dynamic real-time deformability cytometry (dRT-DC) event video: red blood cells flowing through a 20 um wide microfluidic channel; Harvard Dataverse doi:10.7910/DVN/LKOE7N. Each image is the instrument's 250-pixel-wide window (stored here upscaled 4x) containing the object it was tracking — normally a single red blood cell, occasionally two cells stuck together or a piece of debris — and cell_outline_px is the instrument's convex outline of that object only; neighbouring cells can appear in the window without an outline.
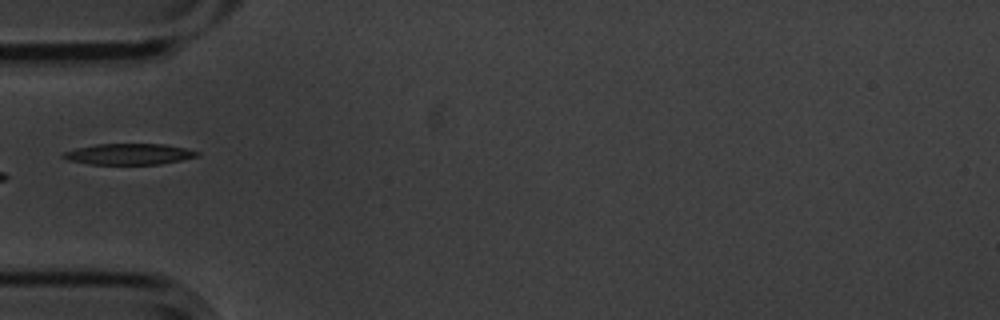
{"species": "common noctule bat (a hibernating species)", "species_latin": "Nyctalus noctula", "temperature_condition": "cold", "stored_images_in_passage": 7, "camera_frame_rate_fps": 3000, "um_per_image_px": 0.085, "animal": {"sex": "male", "body_mass_g": 20.1, "forearm_length_mm": 53.5}, "frame": {"image": 1, "passage_image": 6, "time_ms": 1.667, "image_size_px": [1000, 320], "cell_outline_px": [[200, 156], [160, 164], [88, 164], [68, 160], [60, 156], [64, 152], [76, 148], [96, 144], [164, 144], [184, 148], [200, 152]], "centroid_in_image_um": [10.95, 13.1], "position_along_channel_um": 74.0, "area_um2": 16.36}}
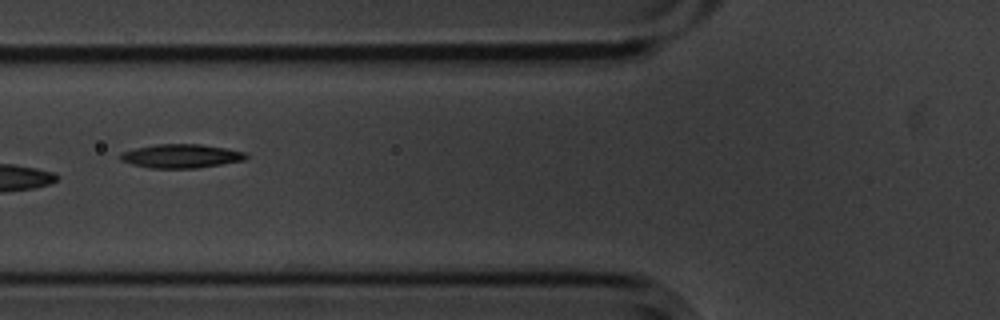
{"frame": {"image": 2, "passage_image": 7, "time_ms": 2.0, "image_size_px": [1000, 320], "cell_outline_px": [[248, 156], [244, 160], [196, 168], [152, 168], [132, 164], [120, 160], [120, 152], [136, 148], [156, 144], [200, 144], [224, 148], [244, 152]], "centroid_in_image_um": [15.36, 13.26], "position_along_channel_um": 110.4, "area_um2": 17.22}}